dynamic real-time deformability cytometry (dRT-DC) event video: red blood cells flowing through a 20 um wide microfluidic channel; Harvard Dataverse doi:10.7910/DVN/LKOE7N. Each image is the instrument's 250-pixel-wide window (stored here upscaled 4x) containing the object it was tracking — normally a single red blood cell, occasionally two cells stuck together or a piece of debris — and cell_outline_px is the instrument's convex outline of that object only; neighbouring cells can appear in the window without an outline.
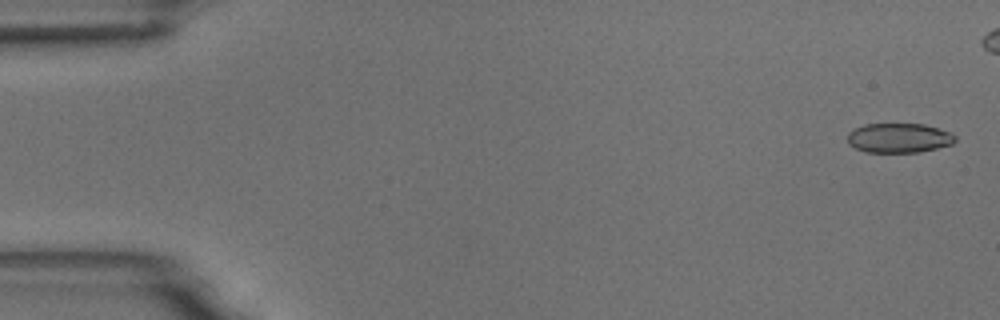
{"species": "common noctule bat (a hibernating species)", "species_latin": "Nyctalus noctula", "temperature_condition": "room temperature", "stored_images_in_passage": 6, "camera_frame_rate_fps": 3000, "um_per_image_px": 0.085, "animal": {"sex": "male", "body_mass_g": 18.8}, "frame": {"image": 1, "passage_image": 1, "time_ms": 0.0, "image_size_px": [1000, 320], "cell_outline_px": [[956, 140], [952, 144], [920, 152], [864, 152], [848, 144], [848, 132], [864, 124], [924, 124], [948, 132], [956, 136]], "centroid_in_image_um": [76.38, 11.73], "position_along_channel_um": 8.6, "area_um2": 18.44}}
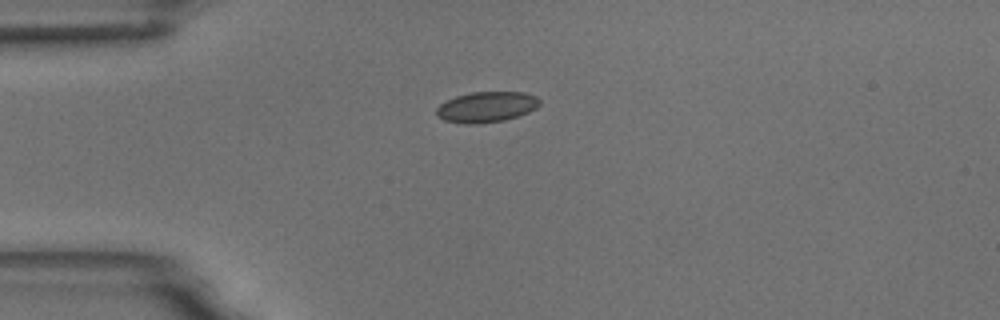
{"frame": {"image": 2, "passage_image": 6, "time_ms": 6.0, "image_size_px": [1000, 320], "cell_outline_px": [[540, 104], [536, 108], [528, 112], [504, 120], [476, 124], [464, 124], [444, 120], [436, 116], [436, 108], [440, 104], [456, 96], [472, 92], [524, 92], [536, 96], [540, 100]], "centroid_in_image_um": [41.34, 9.09], "position_along_channel_um": 43.7, "area_um2": 18.38}}